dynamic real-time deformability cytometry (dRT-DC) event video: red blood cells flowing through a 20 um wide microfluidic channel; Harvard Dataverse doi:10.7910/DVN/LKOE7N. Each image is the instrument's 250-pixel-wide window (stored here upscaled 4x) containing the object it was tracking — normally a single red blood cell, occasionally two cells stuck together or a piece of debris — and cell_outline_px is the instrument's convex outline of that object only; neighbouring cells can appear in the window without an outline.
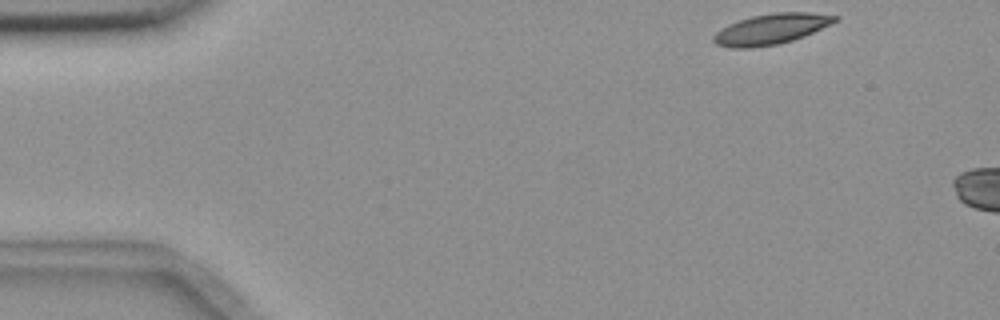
{"species": "common noctule bat (a hibernating species)", "species_latin": "Nyctalus noctula", "temperature_condition": "room temperature", "stored_images_in_passage": 3, "camera_frame_rate_fps": 3000, "um_per_image_px": 0.085, "animal": {"sex": "female", "body_mass_g": 18.4}, "frame": {"image": 1, "passage_image": 1, "time_ms": 0.0, "image_size_px": [1000, 320], "cell_outline_px": [[840, 20], [804, 36], [792, 40], [776, 44], [752, 48], [732, 48], [716, 44], [712, 40], [712, 36], [720, 28], [728, 24], [752, 16], [776, 12], [812, 12], [840, 16]], "centroid_in_image_um": [65.56, 2.46], "position_along_channel_um": 19.4, "area_um2": 21.68}}